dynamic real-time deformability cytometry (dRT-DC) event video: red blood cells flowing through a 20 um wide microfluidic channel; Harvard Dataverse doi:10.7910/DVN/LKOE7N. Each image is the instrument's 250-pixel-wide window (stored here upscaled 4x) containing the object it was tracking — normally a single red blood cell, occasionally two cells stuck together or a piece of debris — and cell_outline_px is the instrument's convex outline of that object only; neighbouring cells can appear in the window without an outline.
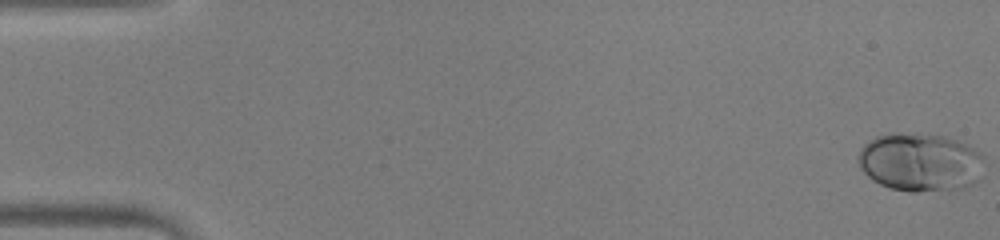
{"species": "human", "species_latin": "Homo sapiens", "temperature_condition": "warm", "stored_images_in_passage": 15, "camera_frame_rate_fps": 3000, "um_per_image_px": 0.085, "donor": {"sex": "male"}, "frame": {"image": 1, "passage_image": 1, "time_ms": 0.0, "image_size_px": [1000, 240], "cell_outline_px": [[984, 160], [980, 180], [964, 188], [948, 192], [908, 192], [892, 188], [880, 184], [872, 180], [860, 168], [856, 160], [860, 148], [868, 140], [876, 136], [888, 132], [896, 132], [944, 136], [956, 140], [980, 152], [984, 156]], "centroid_in_image_um": [78.21, 13.81], "position_along_channel_um": 6.8, "area_um2": 43.87}}
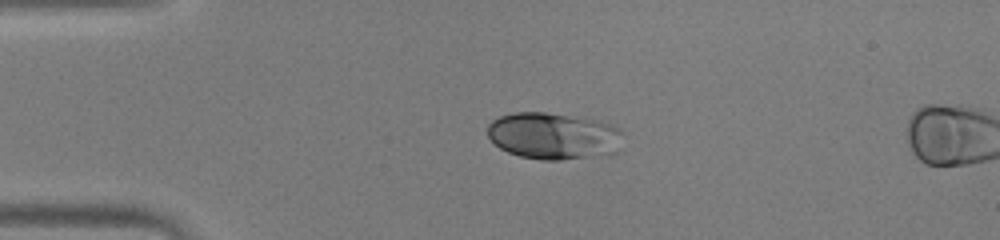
{"frame": {"image": 2, "passage_image": 12, "time_ms": 3.667, "image_size_px": [1000, 240], "cell_outline_px": [[620, 152], [608, 156], [560, 160], [540, 160], [520, 156], [508, 152], [500, 148], [488, 136], [488, 124], [492, 120], [500, 116], [516, 112], [544, 112], [584, 116], [600, 120], [612, 124], [620, 132]], "centroid_in_image_um": [47.1, 11.56], "position_along_channel_um": 37.9, "area_um2": 37.69}}